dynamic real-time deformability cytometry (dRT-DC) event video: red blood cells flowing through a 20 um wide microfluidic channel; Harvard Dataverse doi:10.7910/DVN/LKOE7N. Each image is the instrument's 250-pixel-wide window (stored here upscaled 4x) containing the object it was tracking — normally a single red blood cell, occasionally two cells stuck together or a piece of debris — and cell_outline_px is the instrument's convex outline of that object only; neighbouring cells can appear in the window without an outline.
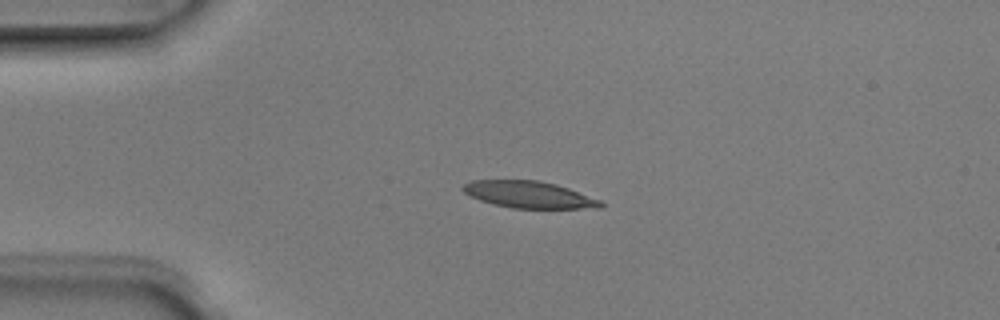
{"species": "Egyptian fruit bat (a non-hibernating species)", "species_latin": "Rousettus aegyptiacus", "temperature_condition": "room temperature", "stored_images_in_passage": 4, "camera_frame_rate_fps": 3000, "um_per_image_px": 0.085, "animal": {"sex": "male"}, "frame": {"image": 1, "passage_image": 4, "time_ms": 1.0, "image_size_px": [1000, 320], "cell_outline_px": [[604, 204], [600, 208], [512, 208], [492, 204], [480, 200], [464, 192], [460, 188], [464, 184], [472, 180], [536, 180], [556, 184], [568, 188], [600, 200]], "centroid_in_image_um": [44.94, 16.54], "position_along_channel_um": 40.1, "area_um2": 21.39}}